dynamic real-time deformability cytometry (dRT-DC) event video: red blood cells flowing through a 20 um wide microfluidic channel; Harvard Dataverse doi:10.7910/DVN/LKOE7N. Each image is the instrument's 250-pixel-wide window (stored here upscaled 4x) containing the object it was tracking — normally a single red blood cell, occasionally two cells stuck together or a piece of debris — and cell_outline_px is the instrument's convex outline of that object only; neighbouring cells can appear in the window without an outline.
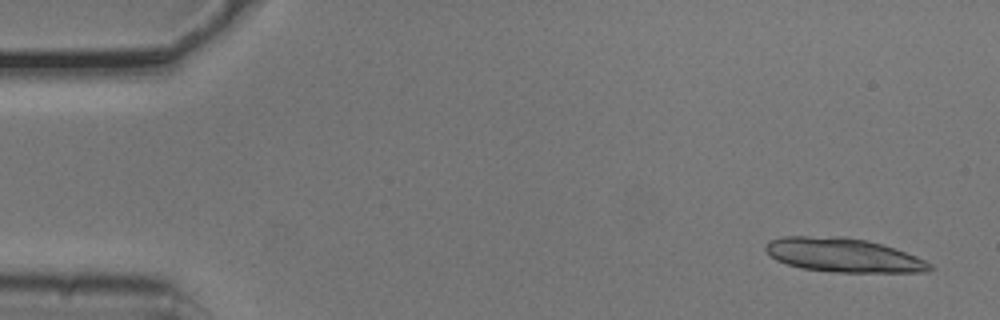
{"species": "common noctule bat (a hibernating species)", "species_latin": "Nyctalus noctula", "temperature_condition": "cold", "stored_images_in_passage": 9, "camera_frame_rate_fps": 3000, "um_per_image_px": 0.085, "animal": {"sex": "male", "body_mass_g": 20.5, "forearm_length_mm": 52.5}, "frame": {"image": 1, "passage_image": 1, "time_ms": 0.0, "image_size_px": [1000, 320], "cell_outline_px": [[936, 268], [924, 272], [832, 272], [800, 268], [776, 260], [764, 248], [764, 244], [768, 240], [784, 236], [844, 236], [868, 240], [916, 256], [932, 264]], "centroid_in_image_um": [71.65, 21.68], "position_along_channel_um": 13.3, "area_um2": 32.6}}
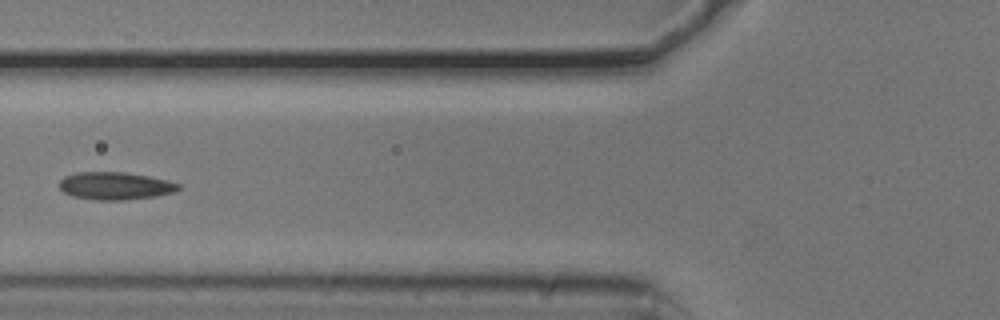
{"frame": {"image": 2, "passage_image": 6, "time_ms": 1.667, "image_size_px": [1000, 320], "cell_outline_px": [[180, 188], [172, 192], [156, 196], [124, 200], [96, 200], [72, 196], [64, 192], [60, 188], [60, 180], [64, 176], [76, 172], [124, 172], [148, 176], [168, 180], [180, 184]], "centroid_in_image_um": [9.78, 15.79], "position_along_channel_um": 116.0, "area_um2": 19.13}}
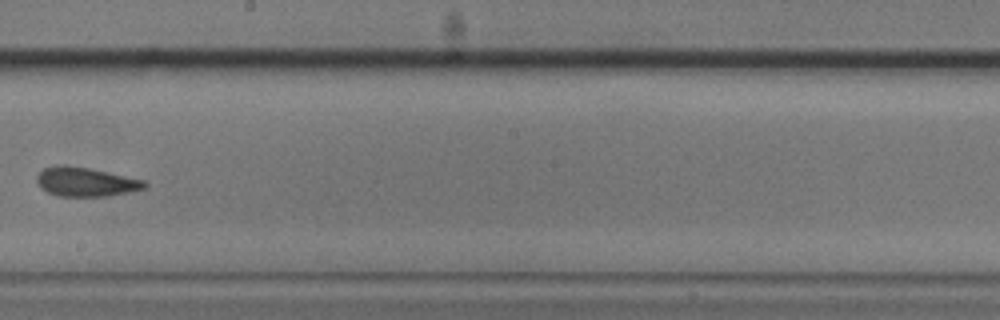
{"frame": {"image": 3, "passage_image": 9, "time_ms": 2.667, "image_size_px": [1000, 320], "cell_outline_px": [[148, 184], [144, 188], [128, 192], [108, 196], [56, 196], [40, 188], [36, 180], [36, 176], [44, 168], [56, 164], [64, 164], [88, 168], [144, 180]], "centroid_in_image_um": [7.23, 15.45], "position_along_channel_um": 241.0, "area_um2": 18.26}}